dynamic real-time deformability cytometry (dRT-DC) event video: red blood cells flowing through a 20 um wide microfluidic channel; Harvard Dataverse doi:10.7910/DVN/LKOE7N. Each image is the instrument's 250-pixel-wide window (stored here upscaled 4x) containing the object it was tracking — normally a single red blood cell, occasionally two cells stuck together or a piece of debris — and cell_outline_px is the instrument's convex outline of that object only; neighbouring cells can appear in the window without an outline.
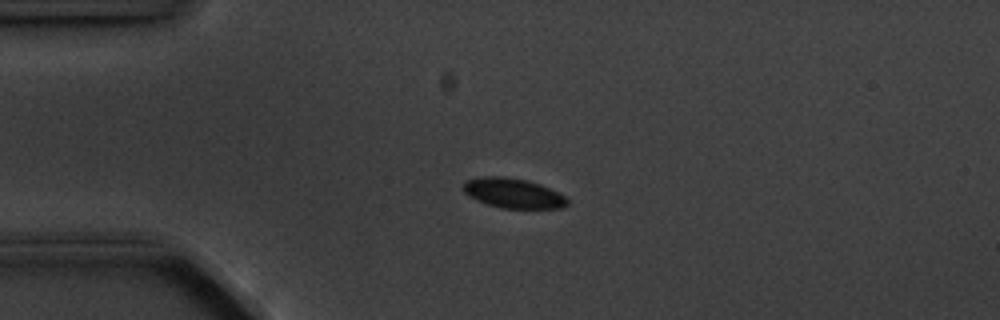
{"species": "common noctule bat (a hibernating species)", "species_latin": "Nyctalus noctula", "temperature_condition": "cold", "stored_images_in_passage": 4, "camera_frame_rate_fps": 3000, "um_per_image_px": 0.085, "animal": {"sex": "male", "body_mass_g": 20.1, "forearm_length_mm": 53.5}, "frame": {"image": 1, "passage_image": 3, "time_ms": 2.333, "image_size_px": [1000, 320], "cell_outline_px": [[568, 204], [564, 208], [500, 208], [476, 200], [468, 196], [464, 192], [464, 184], [468, 180], [488, 176], [500, 176], [524, 180], [540, 184], [564, 196], [568, 200]], "centroid_in_image_um": [43.62, 16.44], "position_along_channel_um": 41.4, "area_um2": 17.74}}